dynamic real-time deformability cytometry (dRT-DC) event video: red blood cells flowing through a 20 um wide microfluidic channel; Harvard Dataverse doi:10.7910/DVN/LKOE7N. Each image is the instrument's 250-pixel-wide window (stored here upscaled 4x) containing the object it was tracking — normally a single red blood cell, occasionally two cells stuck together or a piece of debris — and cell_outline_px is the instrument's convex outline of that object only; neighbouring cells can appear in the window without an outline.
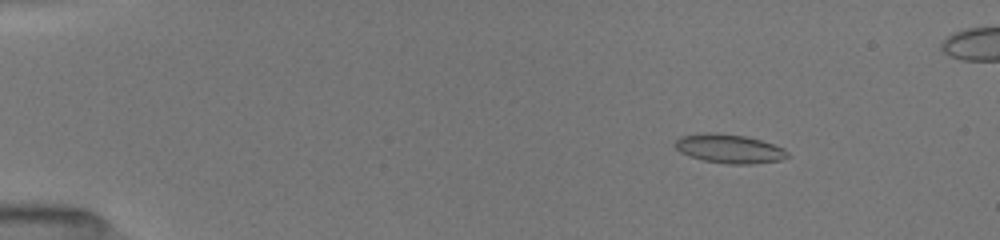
{"species": "common noctule bat (a hibernating species)", "species_latin": "Nyctalus noctula", "temperature_condition": "room temperature", "stored_images_in_passage": 46, "segment_of_instrument_passage": [1, 2], "camera_frame_rate_fps": 3000, "um_per_image_px": 0.085, "animal": {"sex": "female", "body_mass_g": 19.5, "forearm_length_mm": 54.1}, "frame": {"image": 1, "passage_image": 1, "time_ms": 0.0, "image_size_px": [1000, 240], "cell_outline_px": [[792, 156], [780, 160], [752, 164], [728, 164], [704, 160], [688, 156], [680, 152], [676, 148], [676, 140], [680, 136], [704, 132], [716, 132], [744, 136], [760, 140], [784, 148]], "centroid_in_image_um": [62.0, 12.64], "position_along_channel_um": 23.0, "area_um2": 19.02}}
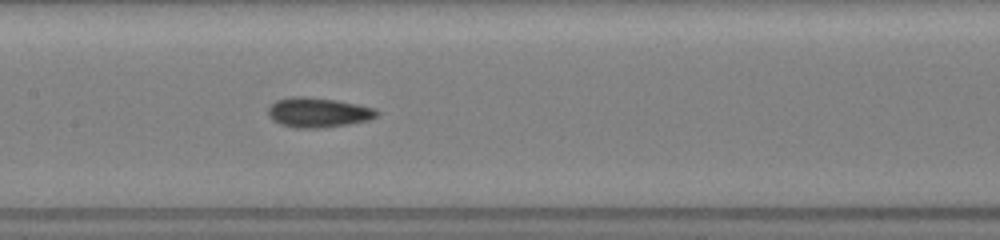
{"frame": {"image": 2, "passage_image": 20, "time_ms": 6.333, "image_size_px": [1000, 240], "cell_outline_px": [[380, 112], [376, 116], [368, 120], [348, 124], [324, 128], [296, 128], [280, 124], [272, 120], [268, 116], [268, 108], [276, 100], [292, 96], [304, 96], [336, 100], [376, 108]], "centroid_in_image_um": [27.03, 9.56], "position_along_channel_um": 180.4, "area_um2": 18.96}}
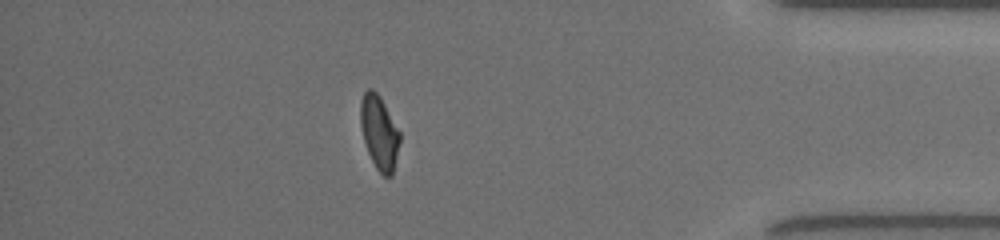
{"frame": {"image": 3, "passage_image": 39, "time_ms": 12.667, "image_size_px": [1000, 240], "cell_outline_px": [[400, 140], [392, 176], [384, 176], [376, 168], [368, 152], [364, 140], [360, 124], [360, 100], [364, 92], [368, 88], [372, 88], [380, 96], [400, 132]], "centroid_in_image_um": [32.22, 11.23], "position_along_channel_um": 403.0, "area_um2": 16.82}}